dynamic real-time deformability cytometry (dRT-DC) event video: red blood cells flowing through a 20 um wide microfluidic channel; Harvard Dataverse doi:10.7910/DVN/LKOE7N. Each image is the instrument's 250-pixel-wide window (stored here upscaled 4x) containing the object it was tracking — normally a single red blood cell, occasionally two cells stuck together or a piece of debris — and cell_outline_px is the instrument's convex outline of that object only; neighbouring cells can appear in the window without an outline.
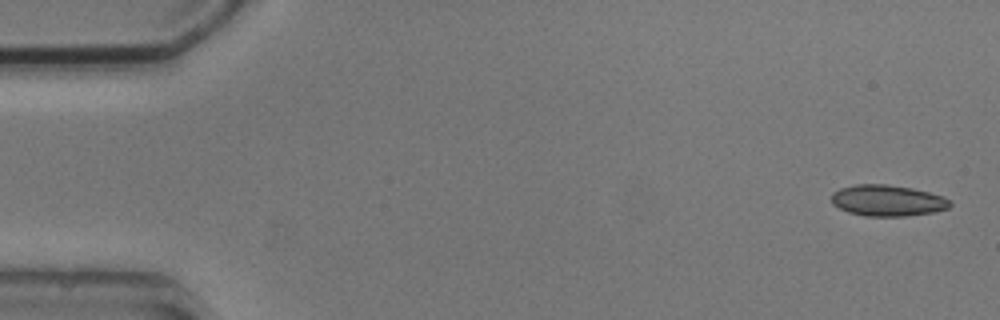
{"species": "common noctule bat (a hibernating species)", "species_latin": "Nyctalus noctula", "temperature_condition": "cold", "stored_images_in_passage": 5, "camera_frame_rate_fps": 3000, "um_per_image_px": 0.085, "animal": {"sex": "male", "body_mass_g": 20.5, "forearm_length_mm": 52.5}, "frame": {"image": 1, "passage_image": 1, "time_ms": 0.0, "image_size_px": [1000, 320], "cell_outline_px": [[952, 204], [948, 208], [932, 212], [908, 216], [864, 216], [848, 212], [832, 204], [832, 192], [840, 188], [856, 184], [888, 184], [912, 188], [944, 196]], "centroid_in_image_um": [75.42, 17.04], "position_along_channel_um": 9.6, "area_um2": 21.56}}
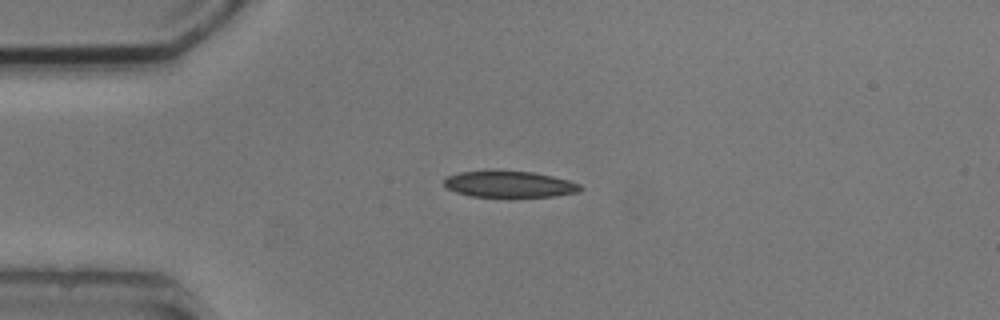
{"frame": {"image": 2, "passage_image": 4, "time_ms": 3.667, "image_size_px": [1000, 320], "cell_outline_px": [[584, 188], [580, 192], [556, 196], [512, 200], [508, 200], [472, 196], [456, 192], [448, 188], [444, 184], [444, 176], [460, 172], [488, 168], [532, 172], [552, 176], [568, 180], [580, 184]], "centroid_in_image_um": [43.28, 15.68], "position_along_channel_um": 41.7, "area_um2": 22.72}}